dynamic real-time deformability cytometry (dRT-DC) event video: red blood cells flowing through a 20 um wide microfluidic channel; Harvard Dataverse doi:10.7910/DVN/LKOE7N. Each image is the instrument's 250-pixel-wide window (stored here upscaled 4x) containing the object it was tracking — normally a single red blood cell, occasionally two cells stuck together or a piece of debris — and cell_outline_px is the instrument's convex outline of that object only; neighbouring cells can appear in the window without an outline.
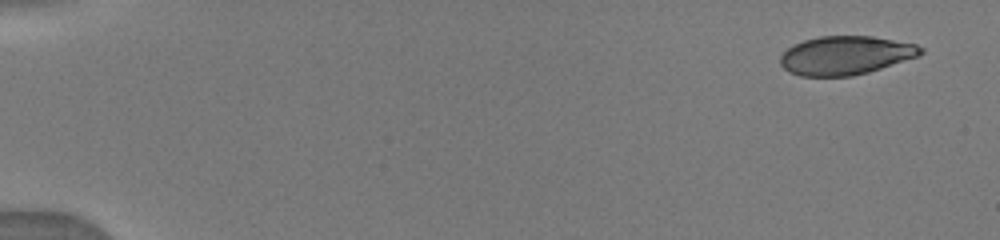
{"species": "human", "species_latin": "Homo sapiens", "temperature_condition": "warm", "stored_images_in_passage": 16, "camera_frame_rate_fps": 3000, "um_per_image_px": 0.085, "donor": {"sex": "male"}, "frame": {"image": 1, "passage_image": 1, "time_ms": 0.0, "image_size_px": [1000, 240], "cell_outline_px": [[924, 52], [916, 56], [868, 72], [852, 76], [800, 76], [788, 72], [780, 64], [780, 56], [792, 44], [804, 40], [820, 36], [872, 36], [916, 44], [924, 48]], "centroid_in_image_um": [71.83, 4.7], "position_along_channel_um": 13.2, "area_um2": 31.5}}
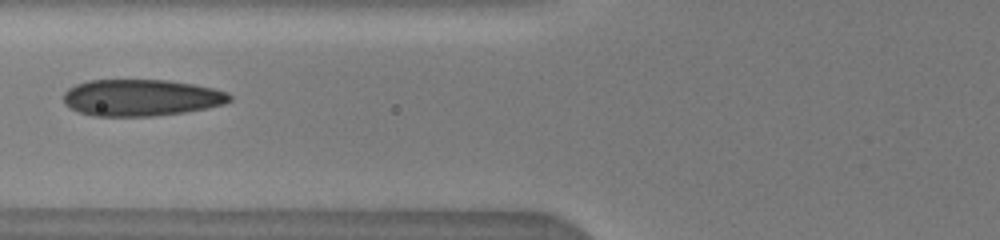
{"frame": {"image": 2, "passage_image": 7, "time_ms": 6.333, "image_size_px": [1000, 240], "cell_outline_px": [[232, 100], [224, 104], [208, 108], [184, 112], [152, 116], [92, 116], [68, 108], [64, 104], [64, 92], [68, 88], [76, 84], [88, 80], [168, 80], [192, 84], [212, 88], [228, 92], [232, 96]], "centroid_in_image_um": [11.99, 8.3], "position_along_channel_um": 113.8, "area_um2": 35.66}}
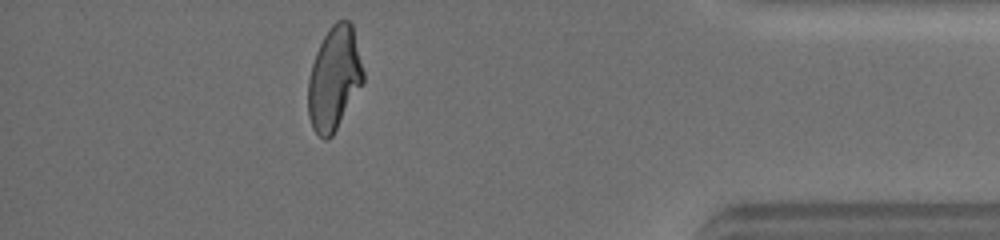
{"frame": {"image": 3, "passage_image": 15, "time_ms": 14.333, "image_size_px": [1000, 240], "cell_outline_px": [[364, 80], [332, 136], [328, 140], [324, 140], [312, 128], [308, 116], [308, 80], [312, 64], [316, 52], [328, 28], [336, 20], [348, 20], [352, 24], [364, 72]], "centroid_in_image_um": [28.39, 6.66], "position_along_channel_um": 406.8, "area_um2": 33.0}}